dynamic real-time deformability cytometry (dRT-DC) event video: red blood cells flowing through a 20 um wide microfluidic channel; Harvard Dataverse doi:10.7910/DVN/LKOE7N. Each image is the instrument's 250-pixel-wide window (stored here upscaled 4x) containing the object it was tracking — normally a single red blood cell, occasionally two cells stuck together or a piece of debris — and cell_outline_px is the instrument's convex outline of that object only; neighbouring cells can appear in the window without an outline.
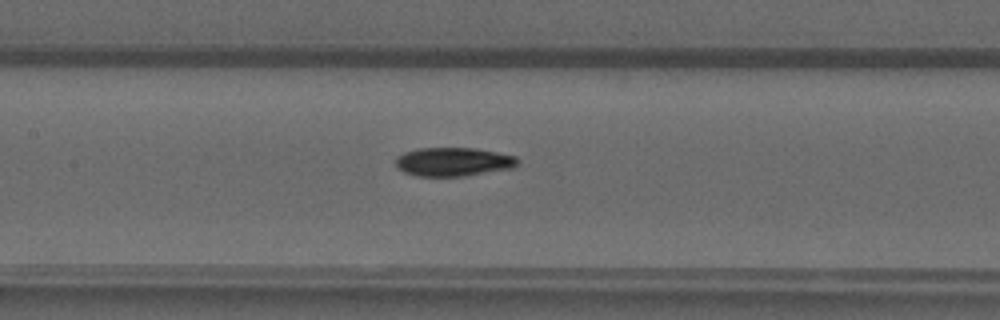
{"species": "common noctule bat (a hibernating species)", "species_latin": "Nyctalus noctula", "temperature_condition": "warm", "stored_images_in_passage": 26, "camera_frame_rate_fps": 3000, "um_per_image_px": 0.085, "animal": {"sex": "male", "forearm_length_mm": 52.5}, "frame": {"image": 1, "passage_image": 9, "time_ms": 2.667, "image_size_px": [1000, 320], "cell_outline_px": [[520, 160], [512, 168], [464, 176], [416, 176], [404, 172], [396, 164], [396, 160], [404, 152], [416, 148], [472, 148], [496, 152], [516, 156]], "centroid_in_image_um": [38.54, 13.75], "position_along_channel_um": 168.9, "area_um2": 20.23}}
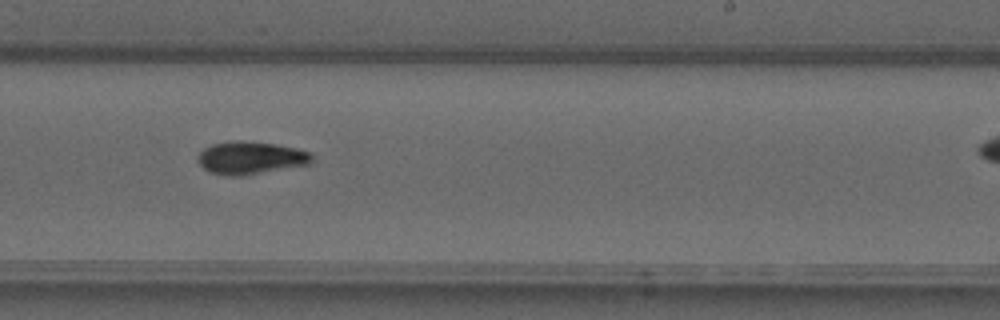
{"frame": {"image": 2, "passage_image": 16, "time_ms": 5.0, "image_size_px": [1000, 320], "cell_outline_px": [[312, 160], [308, 164], [244, 176], [224, 176], [212, 172], [204, 168], [200, 164], [200, 152], [204, 148], [212, 144], [276, 144], [296, 148], [312, 152]], "centroid_in_image_um": [21.36, 13.48], "position_along_channel_um": 267.6, "area_um2": 20.63}}
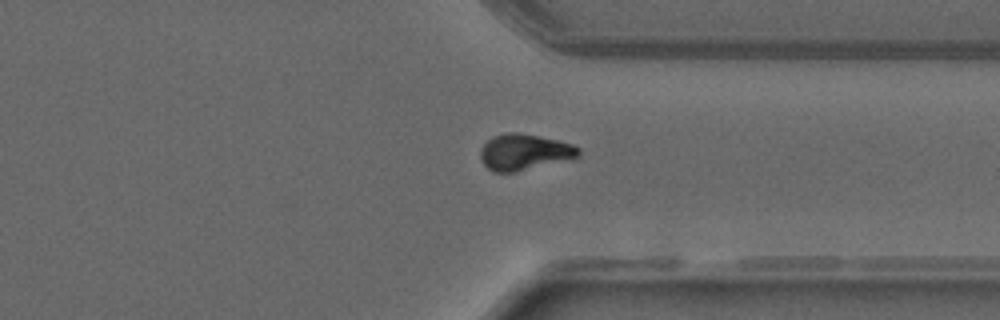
{"frame": {"image": 3, "passage_image": 23, "time_ms": 7.333, "image_size_px": [1000, 320], "cell_outline_px": [[580, 156], [572, 160], [516, 172], [492, 172], [484, 164], [480, 156], [480, 148], [492, 136], [508, 132], [516, 132], [556, 140], [572, 144], [580, 148]], "centroid_in_image_um": [44.59, 12.95], "position_along_channel_um": 366.8, "area_um2": 20.87}}